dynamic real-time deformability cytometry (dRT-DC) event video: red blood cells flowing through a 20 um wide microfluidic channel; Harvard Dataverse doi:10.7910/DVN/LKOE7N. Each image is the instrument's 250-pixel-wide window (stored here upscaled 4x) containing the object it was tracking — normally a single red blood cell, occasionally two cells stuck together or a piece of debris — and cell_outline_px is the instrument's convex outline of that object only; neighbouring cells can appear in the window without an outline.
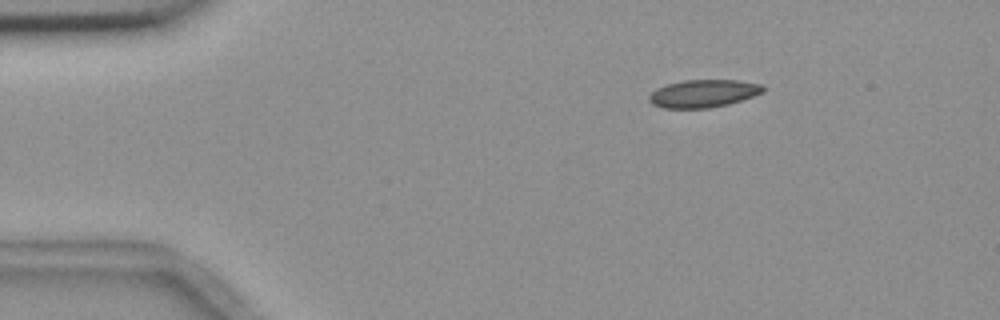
{"species": "common noctule bat (a hibernating species)", "species_latin": "Nyctalus noctula", "temperature_condition": "room temperature", "stored_images_in_passage": 5, "camera_frame_rate_fps": 3000, "um_per_image_px": 0.085, "animal": {"sex": "female", "body_mass_g": 18.4}, "frame": {"image": 1, "passage_image": 1, "time_ms": 0.0, "image_size_px": [1000, 320], "cell_outline_px": [[764, 92], [728, 104], [708, 108], [660, 108], [652, 104], [648, 100], [648, 96], [656, 88], [668, 84], [684, 80], [736, 80], [760, 84], [764, 88]], "centroid_in_image_um": [59.73, 7.95], "position_along_channel_um": 25.3, "area_um2": 18.32}}
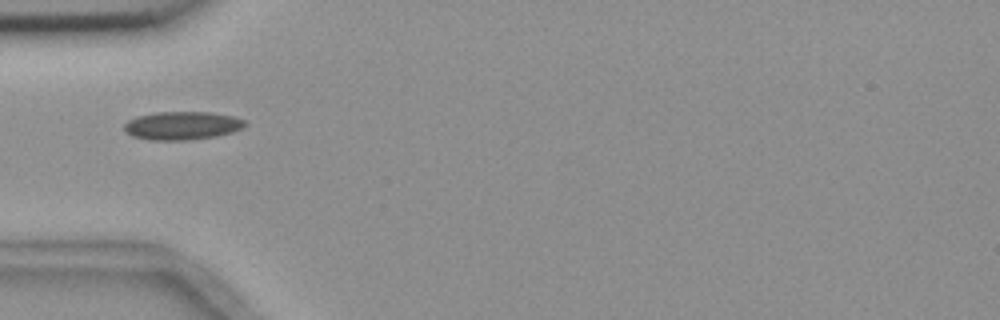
{"frame": {"image": 2, "passage_image": 3, "time_ms": 3.0, "image_size_px": [1000, 320], "cell_outline_px": [[248, 124], [232, 132], [216, 136], [188, 140], [148, 140], [132, 136], [124, 128], [124, 124], [128, 120], [136, 116], [156, 112], [212, 112], [232, 116], [244, 120]], "centroid_in_image_um": [15.47, 10.67], "position_along_channel_um": 69.5, "area_um2": 19.88}}
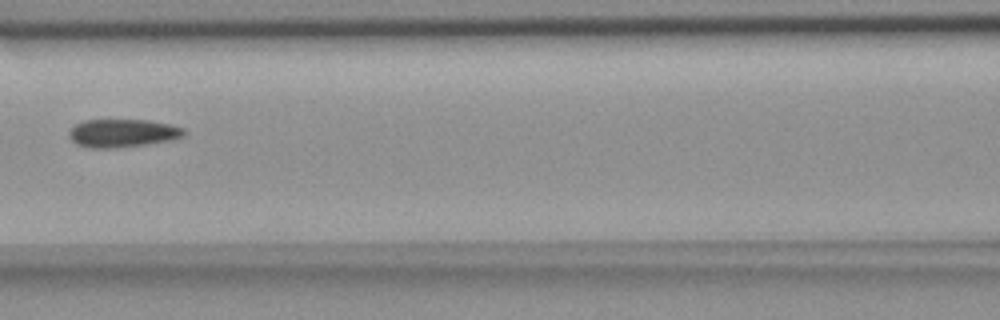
{"frame": {"image": 3, "passage_image": 5, "time_ms": 5.333, "image_size_px": [1000, 320], "cell_outline_px": [[184, 132], [180, 136], [172, 140], [144, 144], [112, 148], [88, 148], [76, 144], [68, 136], [68, 132], [76, 124], [84, 120], [148, 120], [168, 124], [184, 128]], "centroid_in_image_um": [10.36, 11.31], "position_along_channel_um": 156.2, "area_um2": 18.61}}